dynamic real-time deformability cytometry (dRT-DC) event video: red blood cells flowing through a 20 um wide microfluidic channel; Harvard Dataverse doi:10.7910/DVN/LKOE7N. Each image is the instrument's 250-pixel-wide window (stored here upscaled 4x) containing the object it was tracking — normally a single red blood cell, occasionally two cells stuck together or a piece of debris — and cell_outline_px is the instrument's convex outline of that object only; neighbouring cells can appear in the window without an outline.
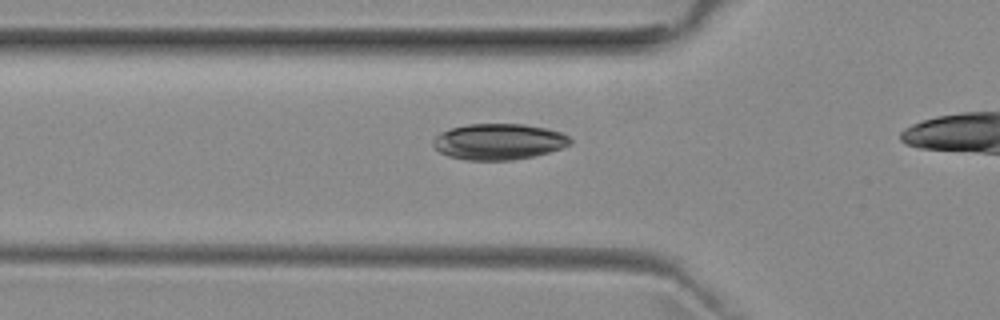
{"species": "common noctule bat (a hibernating species)", "species_latin": "Nyctalus noctula", "temperature_condition": "room temperature", "stored_images_in_passage": 26, "camera_frame_rate_fps": 3000, "um_per_image_px": 0.085, "animal": {"sex": "female", "body_mass_g": 29.2, "forearm_length_mm": 56.3}, "frame": {"image": 1, "passage_image": 2, "time_ms": 0.333, "image_size_px": [1000, 320], "cell_outline_px": [[572, 144], [548, 152], [532, 156], [512, 160], [464, 160], [448, 156], [440, 152], [432, 144], [432, 140], [440, 132], [452, 128], [468, 124], [524, 124], [548, 128], [560, 132], [568, 136], [572, 140]], "centroid_in_image_um": [42.38, 12.04], "position_along_channel_um": 83.4, "area_um2": 28.78}}
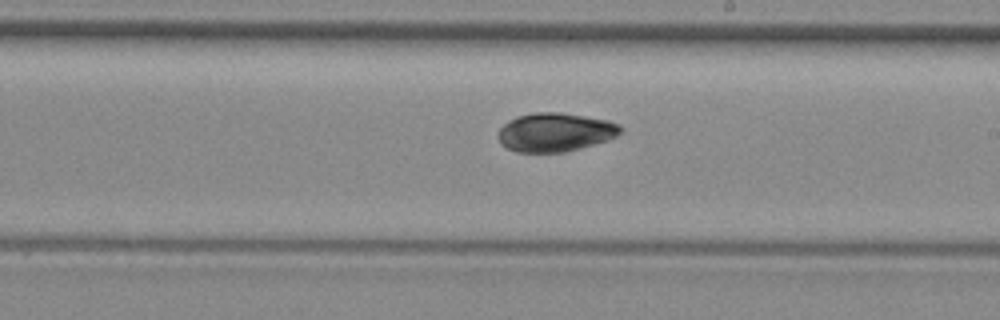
{"frame": {"image": 2, "passage_image": 14, "time_ms": 4.333, "image_size_px": [1000, 320], "cell_outline_px": [[624, 128], [616, 136], [608, 140], [580, 148], [564, 152], [516, 152], [500, 144], [496, 136], [500, 128], [508, 120], [516, 116], [536, 112], [556, 112], [584, 116], [608, 120], [620, 124]], "centroid_in_image_um": [47.17, 11.24], "position_along_channel_um": 241.8, "area_um2": 27.74}}
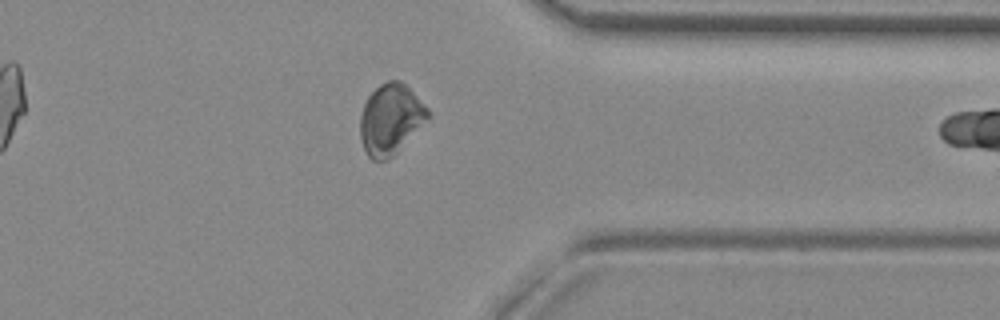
{"frame": {"image": 3, "passage_image": 25, "time_ms": 8.0, "image_size_px": [1000, 320], "cell_outline_px": [[428, 120], [388, 160], [372, 160], [368, 156], [360, 140], [360, 116], [364, 104], [368, 96], [380, 84], [388, 80], [400, 80], [428, 108]], "centroid_in_image_um": [33.17, 10.14], "position_along_channel_um": 378.2, "area_um2": 27.51}}